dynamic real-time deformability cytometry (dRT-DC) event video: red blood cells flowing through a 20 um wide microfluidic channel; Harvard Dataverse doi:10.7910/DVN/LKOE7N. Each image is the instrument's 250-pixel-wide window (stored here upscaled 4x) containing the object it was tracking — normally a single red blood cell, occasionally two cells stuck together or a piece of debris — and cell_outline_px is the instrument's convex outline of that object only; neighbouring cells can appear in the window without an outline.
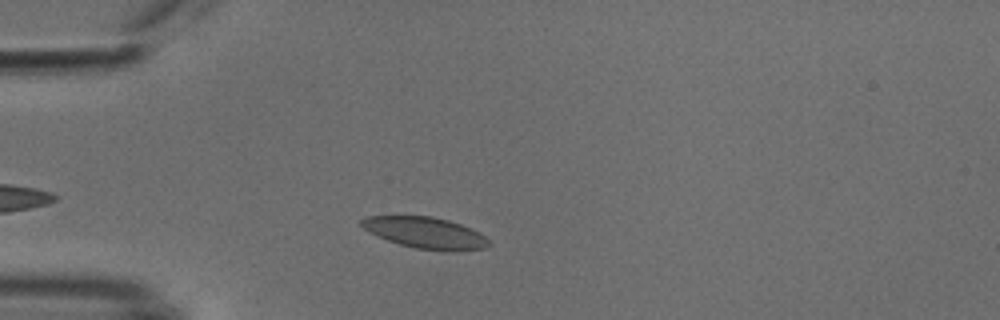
{"species": "common noctule bat (a hibernating species)", "species_latin": "Nyctalus noctula", "temperature_condition": "cold", "stored_images_in_passage": 42, "camera_frame_rate_fps": 3000, "um_per_image_px": 0.085, "animal": {"sex": "male", "body_mass_g": 18.8}, "frame": {"image": 1, "passage_image": 6, "time_ms": 1.667, "image_size_px": [1000, 320], "cell_outline_px": [[492, 244], [484, 248], [452, 252], [448, 252], [416, 248], [400, 244], [376, 236], [368, 232], [360, 224], [360, 220], [368, 216], [432, 216], [448, 220], [472, 228], [484, 236]], "centroid_in_image_um": [36.17, 19.79], "position_along_channel_um": 48.8, "area_um2": 23.35}}
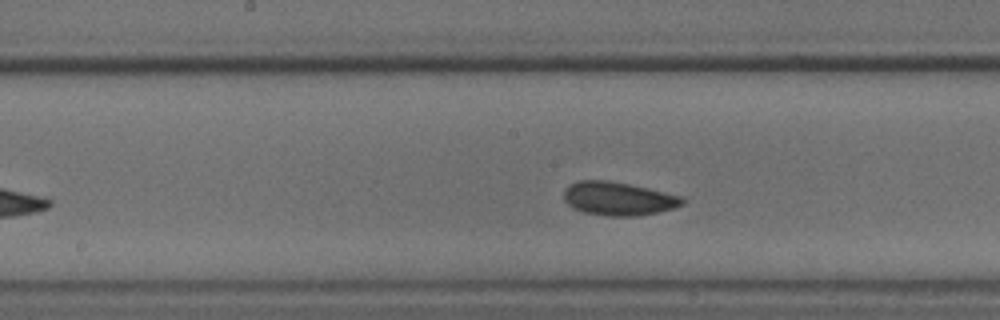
{"frame": {"image": 2, "passage_image": 19, "time_ms": 6.0, "image_size_px": [1000, 320], "cell_outline_px": [[684, 204], [676, 208], [660, 212], [636, 216], [608, 216], [584, 212], [572, 208], [564, 200], [564, 188], [580, 180], [608, 180], [648, 188], [684, 196]], "centroid_in_image_um": [52.59, 16.89], "position_along_channel_um": 195.6, "area_um2": 23.29}}
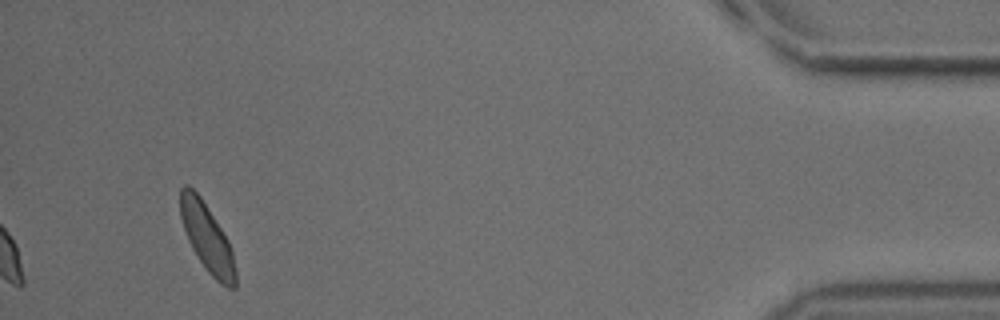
{"frame": {"image": 3, "passage_image": 42, "time_ms": 13.667, "image_size_px": [1000, 320], "cell_outline_px": [[236, 288], [228, 288], [220, 284], [208, 272], [192, 248], [188, 240], [180, 216], [180, 188], [184, 184], [188, 184], [200, 196], [228, 240], [232, 252], [236, 272]], "centroid_in_image_um": [17.59, 20.21], "position_along_channel_um": 417.6, "area_um2": 21.62}, "authors_computed_cell_mechanics": {"area_um2": 22.253, "velocity_mm_per_s": 3.759, "shape_relaxation_time_tau1_ms": null, "shape_relaxation_time_tau2_ms": 1.4748, "deformation_change_tau1": null, "deformation_change_tau2": 0.0476}}